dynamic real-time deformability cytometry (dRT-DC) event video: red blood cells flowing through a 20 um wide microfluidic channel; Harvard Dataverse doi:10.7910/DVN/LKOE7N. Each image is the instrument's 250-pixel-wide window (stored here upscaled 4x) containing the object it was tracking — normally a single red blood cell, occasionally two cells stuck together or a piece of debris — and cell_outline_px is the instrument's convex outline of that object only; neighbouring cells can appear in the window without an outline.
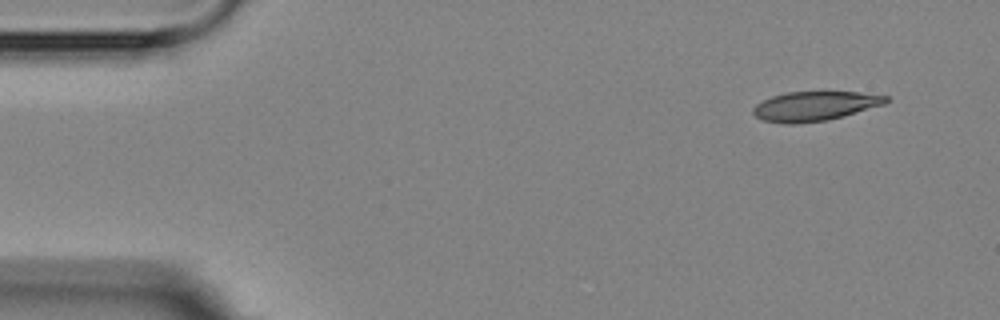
{"species": "Egyptian fruit bat (a non-hibernating species)", "species_latin": "Rousettus aegyptiacus", "temperature_condition": "room temperature", "stored_images_in_passage": 4, "camera_frame_rate_fps": 3000, "um_per_image_px": 0.085, "animal": {"sex": "female"}, "frame": {"image": 1, "passage_image": 1, "time_ms": 0.0, "image_size_px": [1000, 320], "cell_outline_px": [[888, 100], [884, 104], [844, 116], [828, 120], [792, 124], [784, 124], [764, 120], [756, 116], [752, 112], [752, 108], [756, 104], [772, 96], [788, 92], [856, 92], [888, 96]], "centroid_in_image_um": [69.23, 9.02], "position_along_channel_um": 15.8, "area_um2": 22.6}}